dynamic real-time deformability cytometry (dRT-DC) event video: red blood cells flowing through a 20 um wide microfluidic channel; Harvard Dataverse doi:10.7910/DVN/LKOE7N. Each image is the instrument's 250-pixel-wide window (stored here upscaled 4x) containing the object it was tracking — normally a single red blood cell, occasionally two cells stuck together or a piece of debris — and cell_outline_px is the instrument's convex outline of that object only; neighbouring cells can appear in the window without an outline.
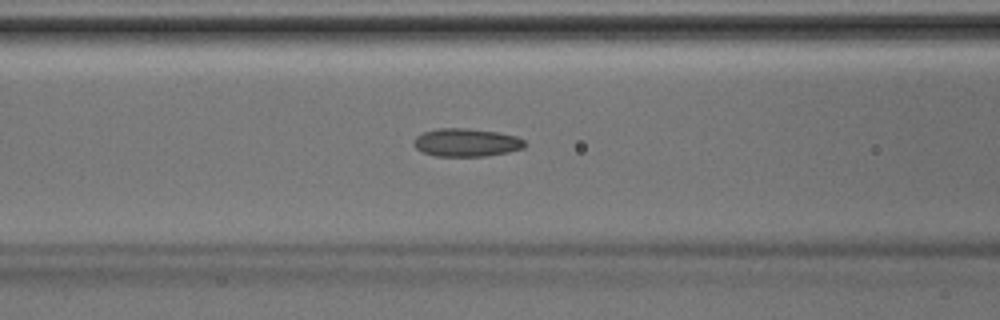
{"species": "Egyptian fruit bat (a non-hibernating species)", "species_latin": "Rousettus aegyptiacus", "temperature_condition": "room temperature", "stored_images_in_passage": 30, "camera_frame_rate_fps": 3000, "um_per_image_px": 0.085, "animal": {"sex": "male"}, "frame": {"image": 1, "passage_image": 7, "time_ms": 2.0, "image_size_px": [1000, 320], "cell_outline_px": [[528, 144], [524, 148], [508, 152], [484, 156], [436, 156], [424, 152], [416, 148], [412, 144], [412, 140], [416, 136], [424, 132], [436, 128], [468, 128], [500, 132], [516, 136], [524, 140]], "centroid_in_image_um": [39.65, 12.1], "position_along_channel_um": 126.9, "area_um2": 18.38}}
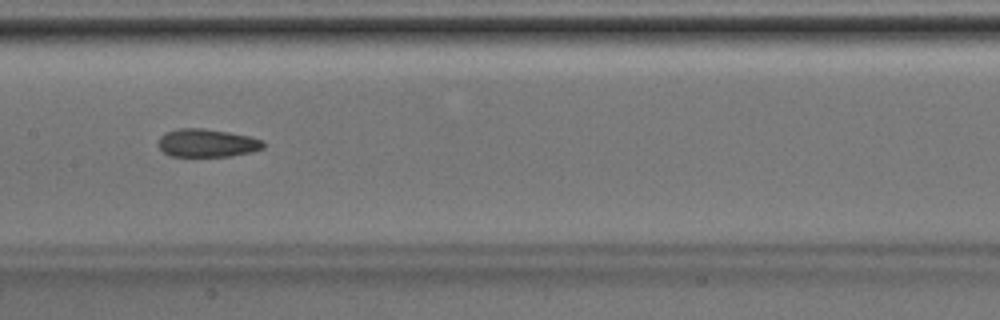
{"frame": {"image": 2, "passage_image": 11, "time_ms": 3.333, "image_size_px": [1000, 320], "cell_outline_px": [[264, 148], [252, 152], [232, 156], [172, 156], [164, 152], [156, 144], [160, 136], [164, 132], [180, 128], [204, 128], [228, 132], [248, 136], [264, 140]], "centroid_in_image_um": [17.59, 12.15], "position_along_channel_um": 189.8, "area_um2": 17.34}}
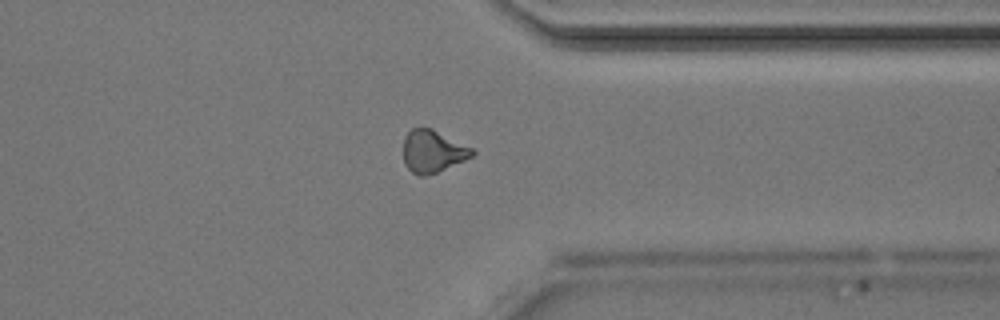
{"frame": {"image": 3, "passage_image": 23, "time_ms": 7.333, "image_size_px": [1000, 320], "cell_outline_px": [[476, 152], [472, 156], [464, 160], [436, 172], [424, 176], [420, 176], [412, 172], [404, 164], [404, 136], [412, 128], [432, 128], [472, 148]], "centroid_in_image_um": [36.76, 12.85], "position_along_channel_um": 374.6, "area_um2": 16.76}}